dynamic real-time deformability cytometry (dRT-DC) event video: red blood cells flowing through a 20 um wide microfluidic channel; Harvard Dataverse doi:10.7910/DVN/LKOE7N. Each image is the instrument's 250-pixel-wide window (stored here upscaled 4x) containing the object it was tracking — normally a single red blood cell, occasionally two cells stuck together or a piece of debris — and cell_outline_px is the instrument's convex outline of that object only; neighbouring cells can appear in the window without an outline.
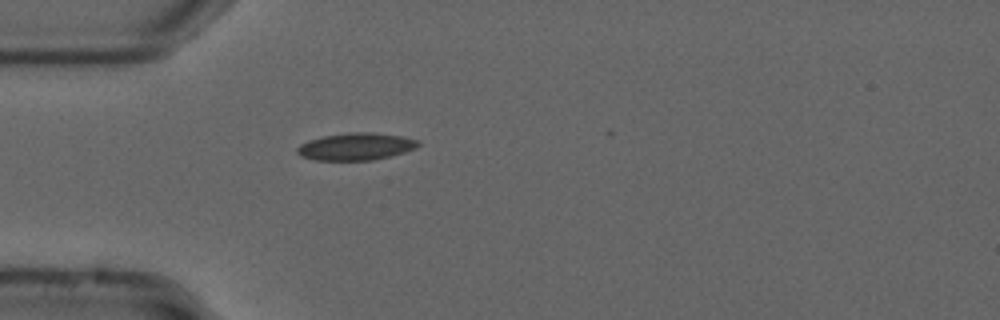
{"species": "common noctule bat (a hibernating species)", "species_latin": "Nyctalus noctula", "temperature_condition": "cold", "stored_images_in_passage": 19, "camera_frame_rate_fps": 3000, "um_per_image_px": 0.085, "animal": {"sex": "male", "forearm_length_mm": 52.5}, "frame": {"image": 1, "passage_image": 1, "time_ms": 0.0, "image_size_px": [1000, 320], "cell_outline_px": [[420, 144], [416, 148], [404, 152], [372, 160], [316, 160], [300, 156], [296, 152], [296, 148], [300, 144], [308, 140], [324, 136], [352, 132], [372, 132], [400, 136], [420, 140]], "centroid_in_image_um": [30.24, 12.45], "position_along_channel_um": 54.8, "area_um2": 19.13}}
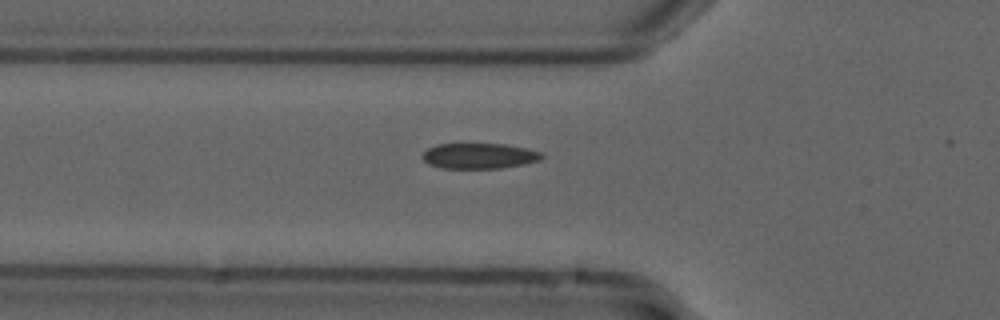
{"frame": {"image": 2, "passage_image": 4, "time_ms": 1.0, "image_size_px": [1000, 320], "cell_outline_px": [[544, 156], [540, 160], [524, 164], [500, 168], [440, 168], [428, 164], [420, 156], [428, 148], [436, 144], [504, 144], [524, 148], [540, 152]], "centroid_in_image_um": [40.69, 13.25], "position_along_channel_um": 85.1, "area_um2": 17.69}}
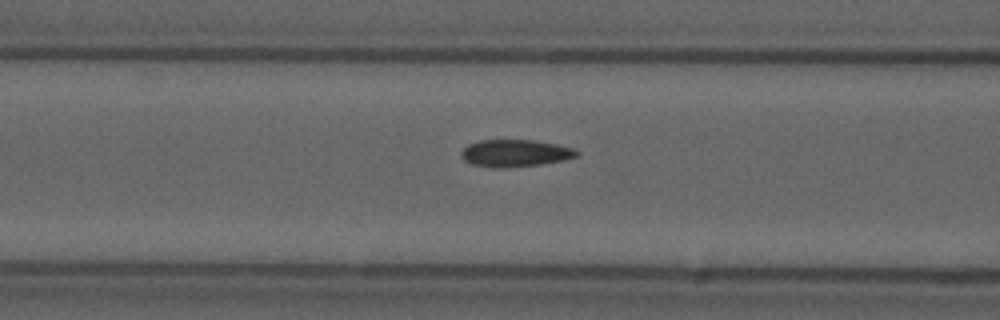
{"frame": {"image": 3, "passage_image": 7, "time_ms": 2.0, "image_size_px": [1000, 320], "cell_outline_px": [[580, 152], [576, 156], [564, 160], [540, 164], [508, 168], [492, 168], [472, 164], [464, 160], [460, 152], [468, 144], [480, 140], [532, 140], [556, 144], [572, 148]], "centroid_in_image_um": [43.76, 13.02], "position_along_channel_um": 122.8, "area_um2": 18.26}}